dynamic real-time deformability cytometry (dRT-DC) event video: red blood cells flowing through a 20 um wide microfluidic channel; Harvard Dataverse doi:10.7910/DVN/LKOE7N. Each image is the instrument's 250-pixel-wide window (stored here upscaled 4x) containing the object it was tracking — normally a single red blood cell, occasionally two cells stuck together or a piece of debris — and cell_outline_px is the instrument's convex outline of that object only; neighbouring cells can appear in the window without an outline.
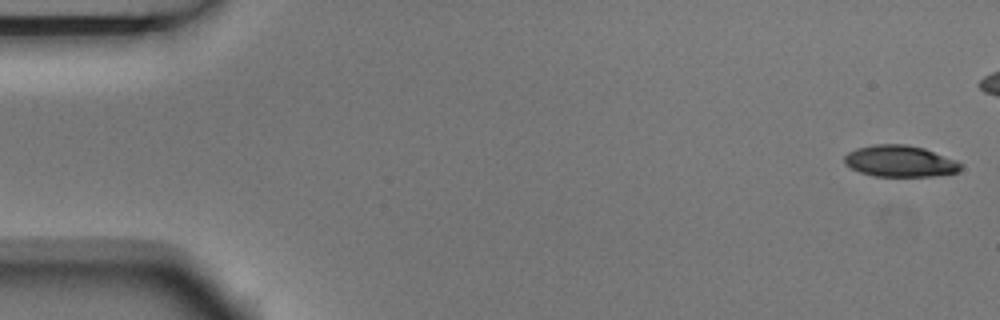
{"species": "Egyptian fruit bat (a non-hibernating species)", "species_latin": "Rousettus aegyptiacus", "temperature_condition": "room temperature", "stored_images_in_passage": 6, "camera_frame_rate_fps": 3000, "um_per_image_px": 0.085, "animal": {"sex": "male"}, "frame": {"image": 1, "passage_image": 1, "time_ms": 0.0, "image_size_px": [1000, 320], "cell_outline_px": [[960, 168], [956, 172], [932, 176], [872, 176], [860, 172], [844, 164], [844, 156], [848, 152], [856, 148], [872, 144], [908, 144], [924, 148], [956, 160], [960, 164]], "centroid_in_image_um": [76.44, 13.69], "position_along_channel_um": 8.6, "area_um2": 21.27}}
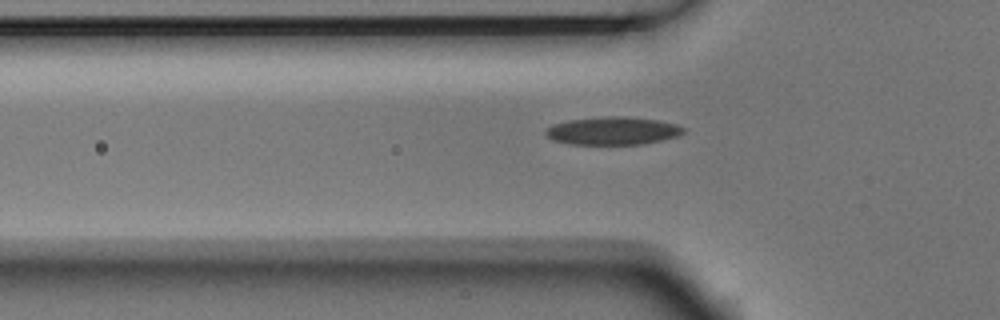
{"frame": {"image": 2, "passage_image": 6, "time_ms": 1.667, "image_size_px": [1000, 320], "cell_outline_px": [[688, 128], [680, 136], [644, 144], [572, 144], [552, 140], [544, 132], [552, 124], [568, 120], [604, 116], [628, 116], [656, 120], [676, 124]], "centroid_in_image_um": [52.13, 11.11], "position_along_channel_um": 73.7, "area_um2": 22.6}}